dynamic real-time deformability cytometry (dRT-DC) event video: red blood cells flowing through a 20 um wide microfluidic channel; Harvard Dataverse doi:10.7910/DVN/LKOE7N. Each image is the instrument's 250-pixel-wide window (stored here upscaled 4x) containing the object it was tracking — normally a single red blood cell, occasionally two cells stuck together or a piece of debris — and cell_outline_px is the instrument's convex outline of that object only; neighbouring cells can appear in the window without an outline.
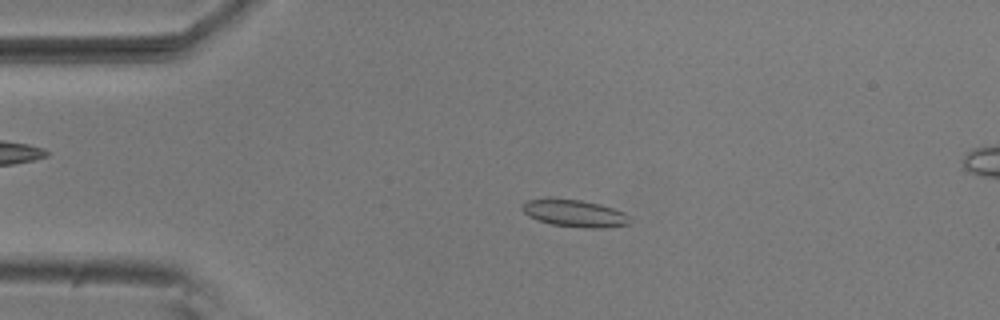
{"species": "common noctule bat (a hibernating species)", "species_latin": "Nyctalus noctula", "temperature_condition": "room temperature", "stored_images_in_passage": 4, "camera_frame_rate_fps": 3000, "um_per_image_px": 0.085, "animal": {"sex": "male", "body_mass_g": 20.5, "forearm_length_mm": 52.5}, "frame": {"image": 1, "passage_image": 2, "time_ms": 0.333, "image_size_px": [1000, 320], "cell_outline_px": [[632, 220], [628, 224], [600, 228], [584, 228], [552, 224], [528, 216], [520, 208], [528, 200], [544, 196], [552, 196], [580, 200], [600, 204], [624, 212]], "centroid_in_image_um": [48.79, 18.09], "position_along_channel_um": 36.2, "area_um2": 17.34}}